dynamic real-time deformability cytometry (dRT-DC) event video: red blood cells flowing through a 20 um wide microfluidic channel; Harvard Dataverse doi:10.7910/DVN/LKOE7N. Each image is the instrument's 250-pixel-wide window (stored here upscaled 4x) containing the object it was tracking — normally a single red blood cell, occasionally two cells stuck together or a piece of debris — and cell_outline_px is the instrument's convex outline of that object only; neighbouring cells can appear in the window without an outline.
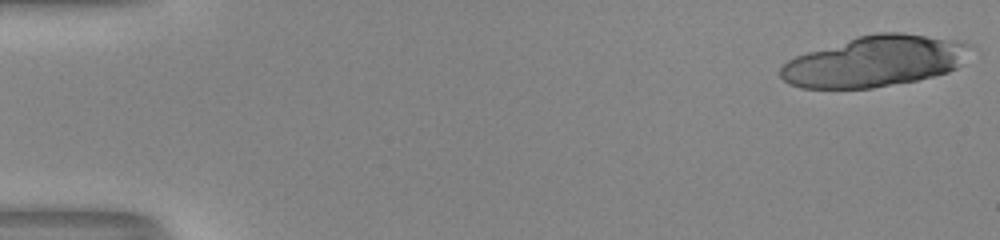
{"species": "human", "species_latin": "Homo sapiens", "temperature_condition": "room temperature", "stored_images_in_passage": 30, "camera_frame_rate_fps": 3000, "um_per_image_px": 0.085, "donor": {"sex": "male"}, "frame": {"image": 1, "passage_image": 1, "time_ms": 0.0, "image_size_px": [1000, 240], "cell_outline_px": [[964, 44], [956, 68], [948, 72], [916, 80], [872, 88], [800, 88], [788, 84], [780, 76], [780, 68], [788, 60], [796, 56], [856, 36], [876, 32], [900, 32], [924, 36]], "centroid_in_image_um": [74.15, 5.24], "position_along_channel_um": 10.9, "area_um2": 54.51}}